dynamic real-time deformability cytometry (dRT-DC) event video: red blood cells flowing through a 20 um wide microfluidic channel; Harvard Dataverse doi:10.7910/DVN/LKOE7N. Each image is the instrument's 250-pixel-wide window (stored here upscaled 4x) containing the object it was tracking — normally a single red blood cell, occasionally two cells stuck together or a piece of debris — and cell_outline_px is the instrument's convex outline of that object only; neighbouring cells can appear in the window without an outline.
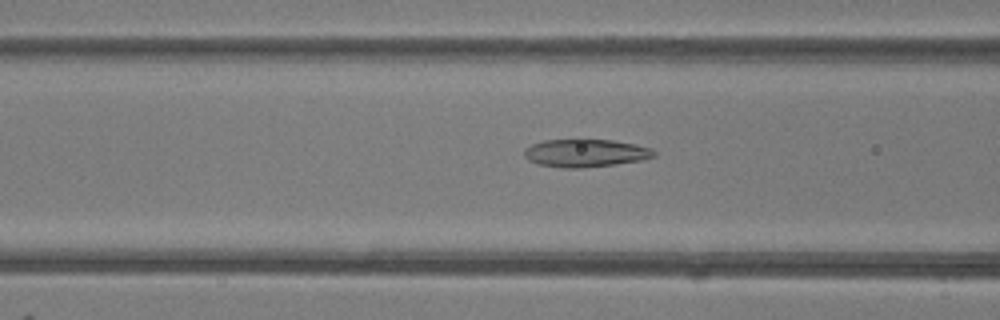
{"species": "common noctule bat (a hibernating species)", "species_latin": "Nyctalus noctula", "temperature_condition": "room temperature", "stored_images_in_passage": 50, "camera_frame_rate_fps": 3000, "um_per_image_px": 0.085, "animal": {"sex": "female"}, "frame": {"image": 1, "passage_image": 20, "time_ms": 6.333, "image_size_px": [1000, 320], "cell_outline_px": [[656, 156], [644, 160], [616, 164], [580, 168], [560, 168], [536, 164], [528, 160], [524, 156], [524, 148], [532, 144], [544, 140], [580, 136], [612, 140], [636, 144], [652, 148], [656, 152]], "centroid_in_image_um": [49.75, 12.96], "position_along_channel_um": 116.9, "area_um2": 22.25}}
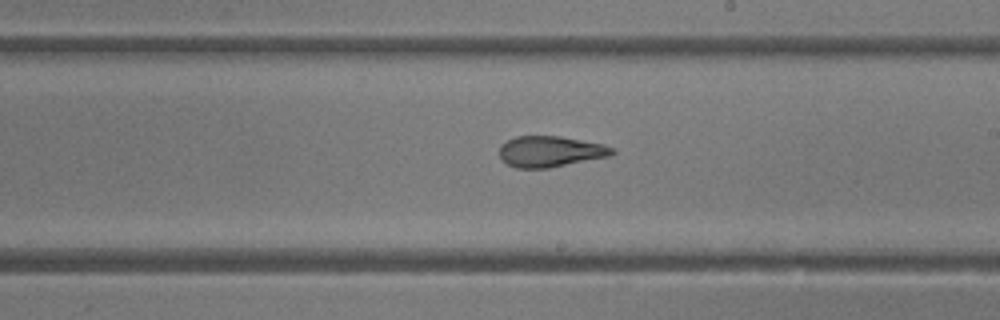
{"frame": {"image": 2, "passage_image": 29, "time_ms": 9.333, "image_size_px": [1000, 320], "cell_outline_px": [[616, 152], [612, 156], [548, 168], [516, 168], [500, 160], [500, 144], [516, 136], [560, 136], [604, 144], [612, 148]], "centroid_in_image_um": [46.78, 12.88], "position_along_channel_um": 242.2, "area_um2": 20.46}}
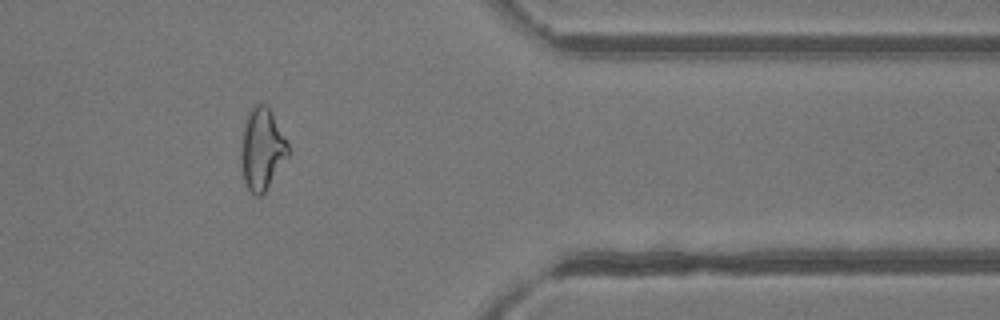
{"frame": {"image": 3, "passage_image": 41, "time_ms": 13.333, "image_size_px": [1000, 320], "cell_outline_px": [[288, 156], [264, 192], [260, 196], [256, 196], [248, 188], [244, 180], [240, 164], [240, 152], [244, 124], [248, 112], [256, 104], [264, 104], [272, 112], [288, 144]], "centroid_in_image_um": [22.24, 12.67], "position_along_channel_um": 389.2, "area_um2": 22.14}, "authors_computed_cell_mechanics": {"area_um2": 22.4264, "velocity_mm_per_s": 4.1702, "shape_relaxation_time_tau1_ms": 8.5006, "shape_relaxation_time_tau2_ms": 2.4919, "deformation_change_tau1": 0.2163, "deformation_change_tau2": 0.1117}}